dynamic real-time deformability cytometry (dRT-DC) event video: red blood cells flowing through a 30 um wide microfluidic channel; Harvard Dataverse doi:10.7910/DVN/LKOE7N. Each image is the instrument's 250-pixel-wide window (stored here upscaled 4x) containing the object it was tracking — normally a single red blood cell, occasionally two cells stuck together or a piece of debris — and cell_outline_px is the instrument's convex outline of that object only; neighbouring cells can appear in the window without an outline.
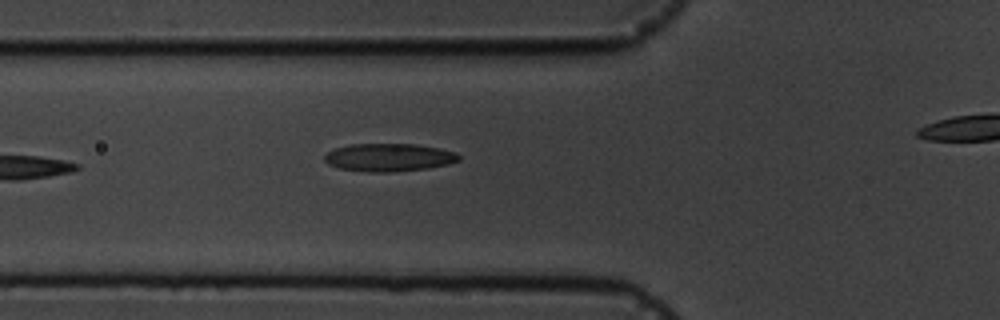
{"species": "common noctule bat (a hibernating species)", "species_latin": "Nyctalus noctula", "temperature_condition": "cold", "stored_images_in_passage": 7, "camera_frame_rate_fps": 3000, "um_per_image_px": 0.085, "animal": {"sex": "male", "body_mass_g": 19.5, "forearm_length_mm": 54.6}, "frame": {"image": 1, "passage_image": 6, "time_ms": 6.667, "image_size_px": [1000, 320], "cell_outline_px": [[460, 160], [448, 164], [428, 168], [392, 172], [368, 172], [340, 168], [328, 164], [324, 160], [324, 156], [328, 152], [336, 148], [348, 144], [412, 144], [440, 148], [456, 152], [460, 156]], "centroid_in_image_um": [33.06, 13.38], "position_along_channel_um": 92.7, "area_um2": 21.85}}